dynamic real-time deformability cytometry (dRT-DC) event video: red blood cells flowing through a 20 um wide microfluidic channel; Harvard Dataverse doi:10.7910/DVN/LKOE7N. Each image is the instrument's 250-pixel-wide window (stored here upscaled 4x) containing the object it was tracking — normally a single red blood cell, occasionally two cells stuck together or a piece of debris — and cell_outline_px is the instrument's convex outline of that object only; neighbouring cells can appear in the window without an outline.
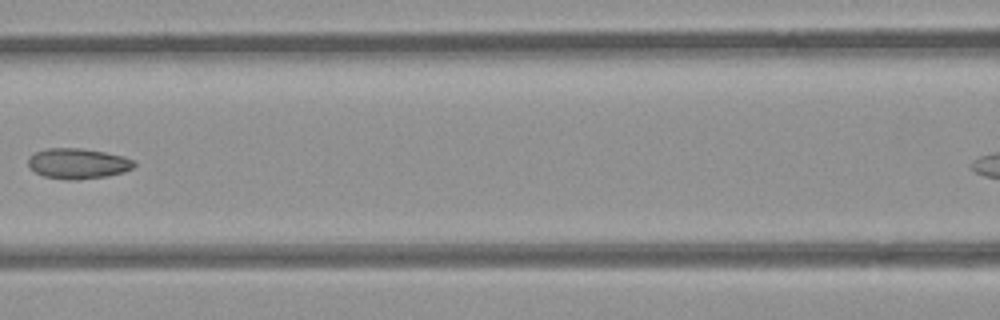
{"species": "common noctule bat (a hibernating species)", "species_latin": "Nyctalus noctula", "temperature_condition": "room temperature", "stored_images_in_passage": 8, "segment_of_instrument_passage": [1, 2], "camera_frame_rate_fps": 3000, "um_per_image_px": 0.085, "animal": {"sex": "female", "body_mass_g": 21.9}, "frame": {"image": 1, "passage_image": 6, "time_ms": 6.667, "image_size_px": [1000, 320], "cell_outline_px": [[136, 164], [132, 168], [124, 172], [108, 176], [76, 180], [68, 180], [44, 176], [36, 172], [28, 164], [28, 160], [36, 152], [48, 148], [80, 148], [104, 152], [124, 156], [136, 160]], "centroid_in_image_um": [6.68, 13.9], "position_along_channel_um": 159.9, "area_um2": 18.73}}
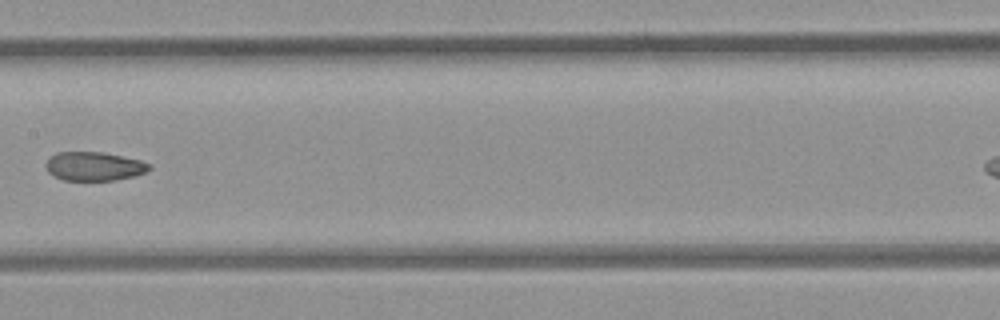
{"frame": {"image": 2, "passage_image": 7, "time_ms": 7.667, "image_size_px": [1000, 320], "cell_outline_px": [[152, 168], [148, 172], [116, 180], [64, 180], [48, 172], [44, 164], [56, 152], [100, 152], [140, 160], [152, 164]], "centroid_in_image_um": [8.03, 14.13], "position_along_channel_um": 199.4, "area_um2": 17.28}}